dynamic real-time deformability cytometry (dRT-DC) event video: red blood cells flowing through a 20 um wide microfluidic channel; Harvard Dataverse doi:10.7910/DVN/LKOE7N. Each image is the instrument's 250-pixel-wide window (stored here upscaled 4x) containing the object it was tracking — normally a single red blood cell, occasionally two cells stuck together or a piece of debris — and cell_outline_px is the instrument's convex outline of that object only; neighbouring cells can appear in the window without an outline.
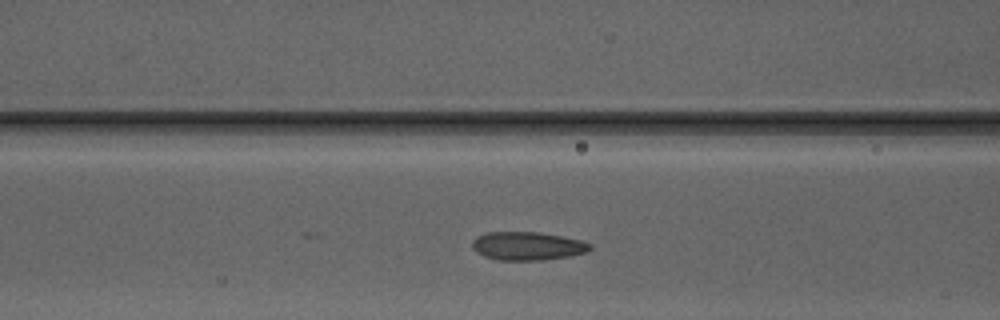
{"species": "Egyptian fruit bat (a non-hibernating species)", "species_latin": "Rousettus aegyptiacus", "temperature_condition": "warm", "stored_images_in_passage": 20, "camera_frame_rate_fps": 3000, "um_per_image_px": 0.085, "animal": {"sex": "male"}, "frame": {"image": 1, "passage_image": 10, "time_ms": 3.0, "image_size_px": [1000, 320], "cell_outline_px": [[592, 248], [588, 252], [572, 256], [544, 260], [496, 260], [484, 256], [476, 252], [472, 248], [472, 240], [476, 236], [488, 232], [536, 232], [560, 236], [580, 240], [592, 244]], "centroid_in_image_um": [44.83, 20.92], "position_along_channel_um": 121.8, "area_um2": 19.65}}
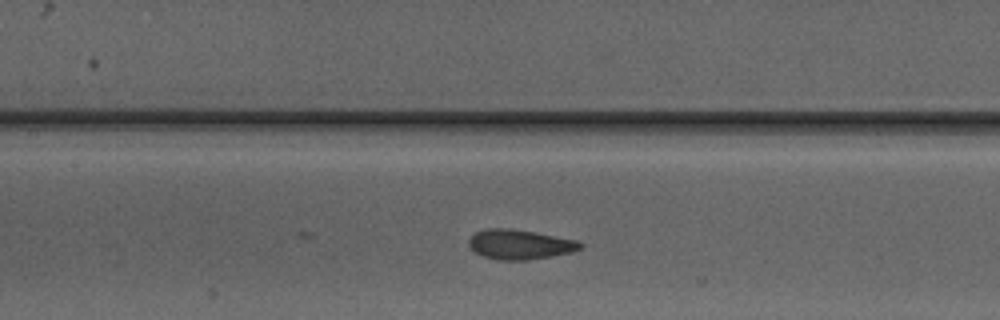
{"frame": {"image": 2, "passage_image": 13, "time_ms": 4.0, "image_size_px": [1000, 320], "cell_outline_px": [[584, 244], [580, 248], [572, 252], [552, 256], [528, 260], [496, 260], [484, 256], [476, 252], [468, 244], [468, 240], [476, 232], [484, 228], [512, 228], [576, 240]], "centroid_in_image_um": [44.17, 20.77], "position_along_channel_um": 163.2, "area_um2": 19.25}}
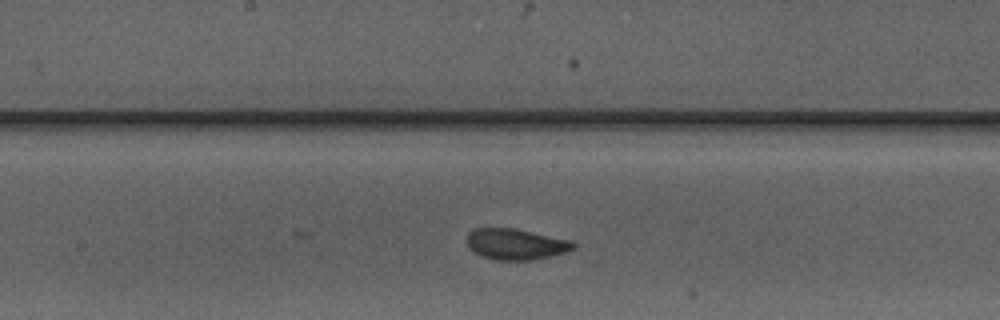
{"frame": {"image": 3, "passage_image": 16, "time_ms": 5.0, "image_size_px": [1000, 320], "cell_outline_px": [[576, 248], [568, 252], [532, 260], [496, 260], [480, 256], [468, 244], [468, 232], [476, 228], [516, 228], [572, 240], [576, 244]], "centroid_in_image_um": [43.91, 20.75], "position_along_channel_um": 204.3, "area_um2": 19.31}}